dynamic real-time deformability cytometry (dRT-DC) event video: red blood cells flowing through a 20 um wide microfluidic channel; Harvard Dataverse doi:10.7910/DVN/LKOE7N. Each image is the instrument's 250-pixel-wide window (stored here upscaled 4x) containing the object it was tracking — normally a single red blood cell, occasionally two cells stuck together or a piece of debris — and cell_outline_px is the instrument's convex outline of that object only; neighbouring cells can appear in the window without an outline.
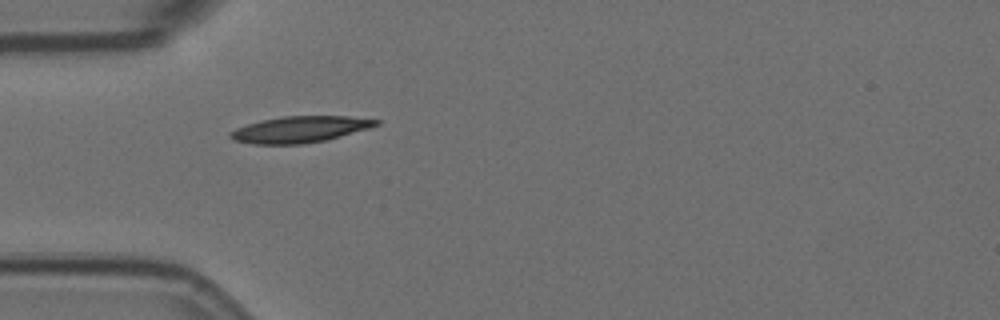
{"species": "Egyptian fruit bat (a non-hibernating species)", "species_latin": "Rousettus aegyptiacus", "temperature_condition": "room temperature", "stored_images_in_passage": 6, "camera_frame_rate_fps": 3000, "um_per_image_px": 0.085, "animal": {"sex": "female"}, "frame": {"image": 1, "passage_image": 5, "time_ms": 1.333, "image_size_px": [1000, 320], "cell_outline_px": [[380, 124], [368, 128], [340, 136], [324, 140], [304, 144], [252, 144], [232, 140], [228, 136], [228, 132], [236, 128], [248, 124], [264, 120], [284, 116], [348, 116], [380, 120]], "centroid_in_image_um": [25.45, 11.0], "position_along_channel_um": 59.5, "area_um2": 22.2}}
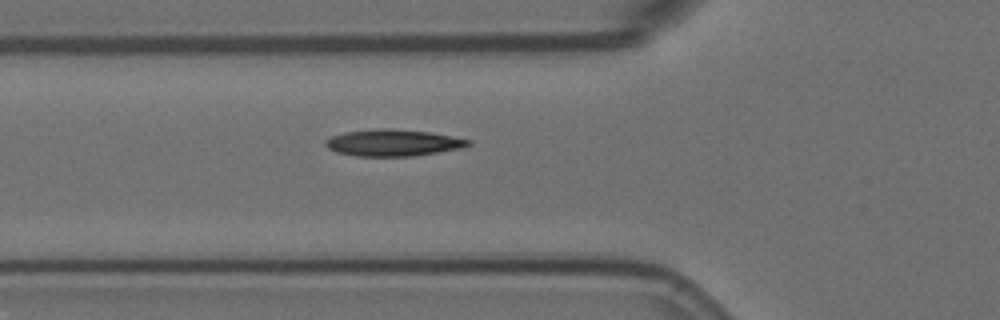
{"frame": {"image": 2, "passage_image": 6, "time_ms": 1.667, "image_size_px": [1000, 320], "cell_outline_px": [[472, 144], [460, 148], [412, 156], [356, 156], [336, 152], [328, 148], [324, 144], [324, 140], [332, 136], [344, 132], [376, 128], [392, 128], [428, 132], [472, 140]], "centroid_in_image_um": [33.36, 12.13], "position_along_channel_um": 92.4, "area_um2": 22.14}}